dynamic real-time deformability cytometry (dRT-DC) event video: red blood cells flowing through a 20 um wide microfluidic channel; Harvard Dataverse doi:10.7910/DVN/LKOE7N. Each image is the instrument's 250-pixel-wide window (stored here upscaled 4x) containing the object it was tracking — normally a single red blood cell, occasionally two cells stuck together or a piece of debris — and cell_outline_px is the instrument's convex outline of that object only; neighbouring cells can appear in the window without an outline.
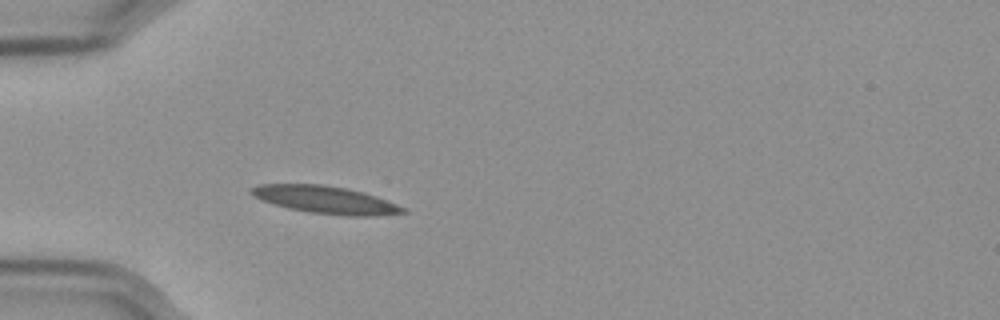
{"species": "Egyptian fruit bat (a non-hibernating species)", "species_latin": "Rousettus aegyptiacus", "temperature_condition": "cold", "stored_images_in_passage": 41, "camera_frame_rate_fps": 3000, "um_per_image_px": 0.085, "frame": {"image": 1, "passage_image": 1, "time_ms": 0.0, "image_size_px": [1000, 320], "cell_outline_px": [[408, 212], [372, 216], [348, 216], [312, 212], [288, 208], [264, 200], [248, 192], [248, 188], [260, 184], [320, 184], [348, 188], [364, 192], [376, 196], [396, 204], [404, 208]], "centroid_in_image_um": [27.67, 16.97], "position_along_channel_um": 57.3, "area_um2": 24.04}, "authors_computed_cell_mechanics": {"area_um2": 21.7328, "velocity_mm_per_s": 3.5295, "shape_relaxation_time_tau1_ms": 8.7736, "shape_relaxation_time_tau2_ms": 2.9075, "deformation_change_tau1": 0.204, "deformation_change_tau2": 0.0763}}